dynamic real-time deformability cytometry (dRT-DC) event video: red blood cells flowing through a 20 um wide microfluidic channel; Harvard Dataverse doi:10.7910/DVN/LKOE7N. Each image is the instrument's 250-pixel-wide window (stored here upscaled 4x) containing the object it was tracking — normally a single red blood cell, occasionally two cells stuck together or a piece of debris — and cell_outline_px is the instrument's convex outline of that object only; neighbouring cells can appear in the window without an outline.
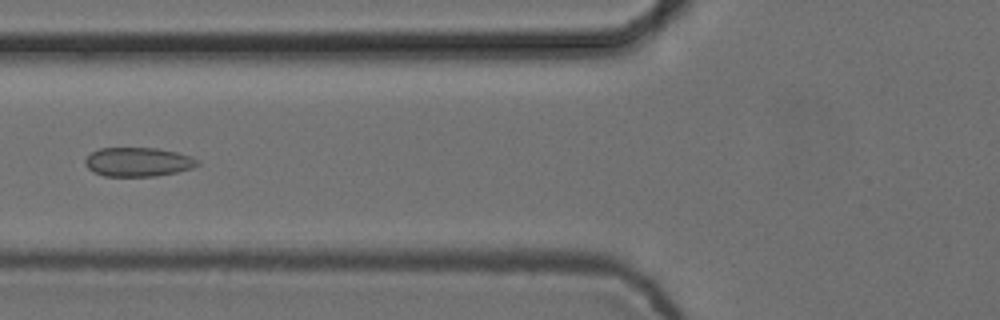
{"species": "common noctule bat (a hibernating species)", "species_latin": "Nyctalus noctula", "temperature_condition": "cold", "stored_images_in_passage": 5, "camera_frame_rate_fps": 3000, "um_per_image_px": 0.085, "animal": {"sex": "female", "body_mass_g": 24.6, "forearm_length_mm": 56.2}, "frame": {"image": 1, "passage_image": 5, "time_ms": 1.333, "image_size_px": [1000, 320], "cell_outline_px": [[200, 164], [192, 168], [176, 172], [156, 176], [104, 176], [92, 172], [84, 164], [84, 160], [92, 152], [100, 148], [156, 148], [176, 152], [192, 156], [200, 160]], "centroid_in_image_um": [11.74, 13.77], "position_along_channel_um": 114.1, "area_um2": 19.13}}